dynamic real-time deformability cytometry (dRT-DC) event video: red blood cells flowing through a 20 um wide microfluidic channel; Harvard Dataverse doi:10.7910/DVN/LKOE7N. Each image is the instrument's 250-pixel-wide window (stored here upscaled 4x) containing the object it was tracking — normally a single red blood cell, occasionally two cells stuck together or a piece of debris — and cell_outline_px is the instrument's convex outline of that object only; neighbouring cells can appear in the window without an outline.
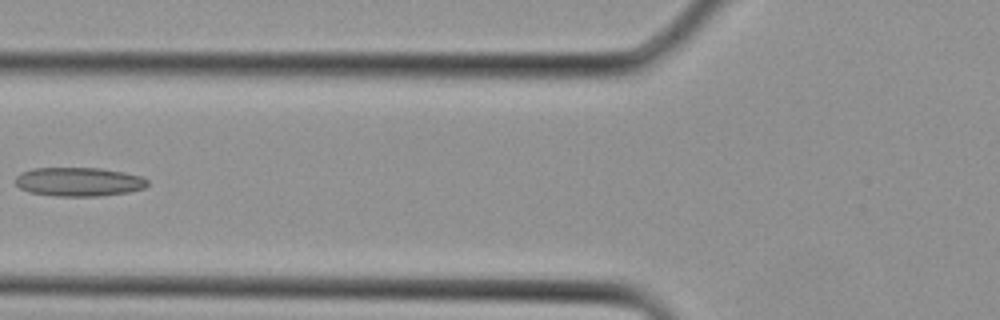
{"species": "Egyptian fruit bat (a non-hibernating species)", "species_latin": "Rousettus aegyptiacus", "temperature_condition": "cold", "stored_images_in_passage": 4, "camera_frame_rate_fps": 3000, "um_per_image_px": 0.085, "animal": {"sex": "female"}, "frame": {"image": 1, "passage_image": 4, "time_ms": 1.0, "image_size_px": [1000, 320], "cell_outline_px": [[148, 184], [144, 188], [128, 192], [100, 196], [52, 196], [28, 192], [20, 188], [16, 184], [16, 176], [20, 172], [32, 168], [100, 168], [140, 176], [148, 180]], "centroid_in_image_um": [6.65, 15.46], "position_along_channel_um": 119.1, "area_um2": 22.25}}